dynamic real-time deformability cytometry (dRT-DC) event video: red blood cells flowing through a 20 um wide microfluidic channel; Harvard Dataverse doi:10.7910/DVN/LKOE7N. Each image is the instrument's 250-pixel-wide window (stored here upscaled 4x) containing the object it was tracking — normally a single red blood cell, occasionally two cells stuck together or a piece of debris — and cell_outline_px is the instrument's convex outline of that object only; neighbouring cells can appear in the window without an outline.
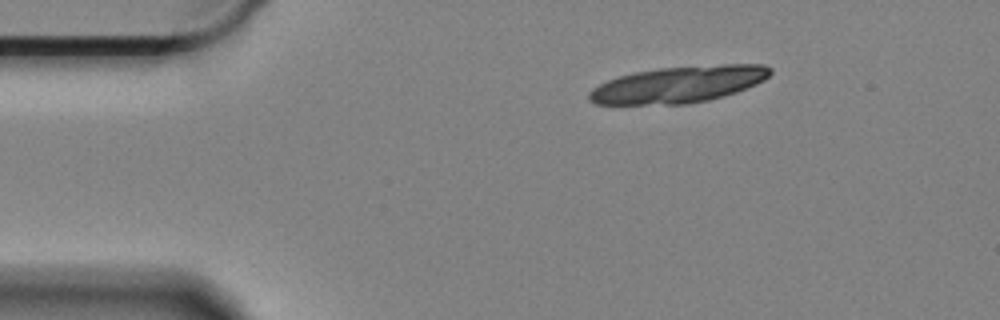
{"species": "Egyptian fruit bat (a non-hibernating species)", "species_latin": "Rousettus aegyptiacus", "temperature_condition": "cold", "stored_images_in_passage": 11, "camera_frame_rate_fps": 3000, "um_per_image_px": 0.085, "animal": {"sex": "female"}, "frame": {"image": 1, "passage_image": 1, "time_ms": 0.0, "image_size_px": [1000, 320], "cell_outline_px": [[772, 72], [764, 80], [756, 84], [736, 92], [724, 96], [708, 100], [688, 104], [596, 104], [588, 100], [588, 92], [592, 88], [608, 80], [620, 76], [636, 72], [660, 68], [724, 64], [764, 64], [772, 68]], "centroid_in_image_um": [57.7, 7.18], "position_along_channel_um": 27.3, "area_um2": 38.49}}